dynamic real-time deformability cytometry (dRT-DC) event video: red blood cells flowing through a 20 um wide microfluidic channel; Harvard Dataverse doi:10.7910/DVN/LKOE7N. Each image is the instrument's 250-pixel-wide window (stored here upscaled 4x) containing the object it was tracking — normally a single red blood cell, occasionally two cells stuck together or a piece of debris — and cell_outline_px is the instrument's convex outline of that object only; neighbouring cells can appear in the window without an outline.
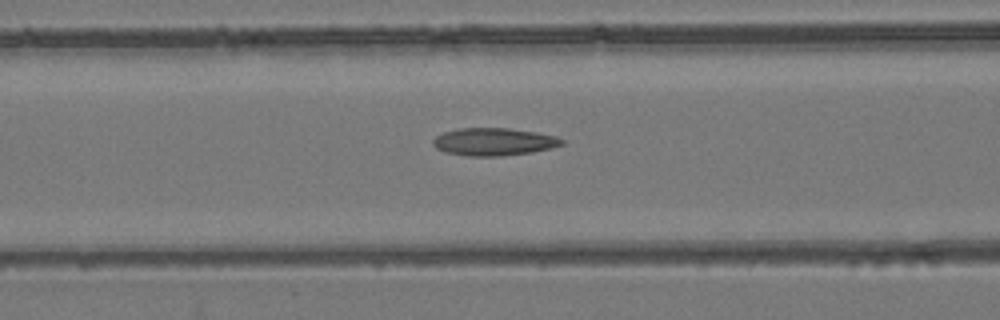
{"species": "common noctule bat (a hibernating species)", "species_latin": "Nyctalus noctula", "temperature_condition": "room temperature", "stored_images_in_passage": 17, "camera_frame_rate_fps": 3000, "um_per_image_px": 0.085, "animal": {"sex": "female", "body_mass_g": 24.6, "forearm_length_mm": 56.2}, "frame": {"image": 1, "passage_image": 12, "time_ms": 3.667, "image_size_px": [1000, 320], "cell_outline_px": [[564, 144], [532, 152], [500, 156], [468, 156], [444, 152], [436, 148], [432, 144], [432, 140], [436, 136], [444, 132], [460, 128], [508, 128], [536, 132], [556, 136], [564, 140]], "centroid_in_image_um": [41.95, 12.05], "position_along_channel_um": 124.7, "area_um2": 20.69}}
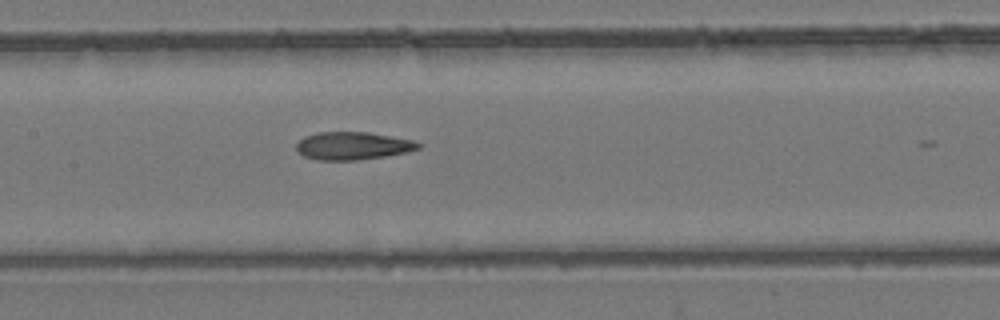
{"frame": {"image": 2, "passage_image": 16, "time_ms": 5.0, "image_size_px": [1000, 320], "cell_outline_px": [[420, 148], [408, 152], [384, 156], [356, 160], [316, 160], [304, 156], [296, 152], [296, 144], [304, 136], [316, 132], [368, 132], [412, 140], [420, 144]], "centroid_in_image_um": [29.93, 12.39], "position_along_channel_um": 177.5, "area_um2": 19.77}}